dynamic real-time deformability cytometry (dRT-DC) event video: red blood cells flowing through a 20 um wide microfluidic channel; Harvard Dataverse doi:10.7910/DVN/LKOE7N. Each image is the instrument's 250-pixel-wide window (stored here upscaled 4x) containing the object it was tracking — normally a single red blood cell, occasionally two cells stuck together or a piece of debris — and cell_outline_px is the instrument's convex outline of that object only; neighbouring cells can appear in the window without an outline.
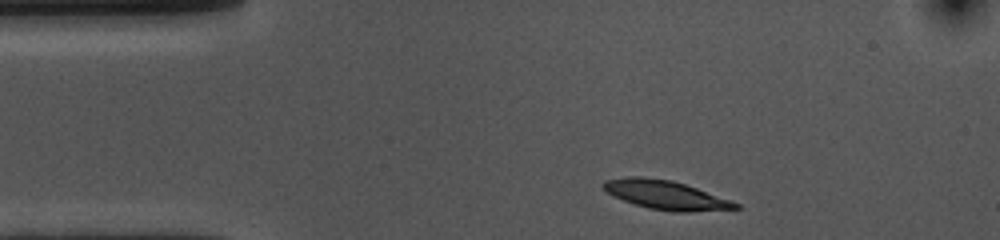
{"species": "common noctule bat (a hibernating species)", "species_latin": "Nyctalus noctula", "temperature_condition": "cold", "stored_images_in_passage": 36, "camera_frame_rate_fps": 3000, "um_per_image_px": 0.085, "animal": {"sex": "female", "body_mass_g": 10.0, "forearm_length_mm": 53.1}, "frame": {"image": 1, "passage_image": 1, "time_ms": 0.0, "image_size_px": [1000, 240], "cell_outline_px": [[744, 208], [688, 212], [676, 212], [648, 208], [612, 196], [600, 184], [604, 180], [628, 176], [640, 176], [672, 180], [732, 200], [740, 204]], "centroid_in_image_um": [56.6, 16.57], "position_along_channel_um": 28.4, "area_um2": 22.31}}
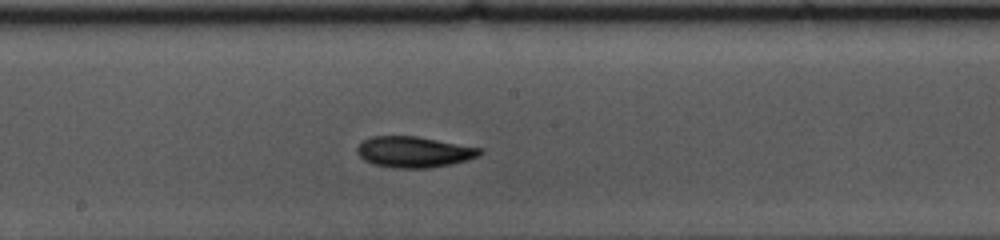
{"frame": {"image": 2, "passage_image": 20, "time_ms": 6.333, "image_size_px": [1000, 240], "cell_outline_px": [[484, 152], [480, 156], [468, 160], [452, 164], [428, 168], [392, 168], [372, 164], [364, 160], [356, 152], [356, 148], [364, 140], [372, 136], [416, 136], [484, 148]], "centroid_in_image_um": [35.23, 12.92], "position_along_channel_um": 213.0, "area_um2": 22.43}}
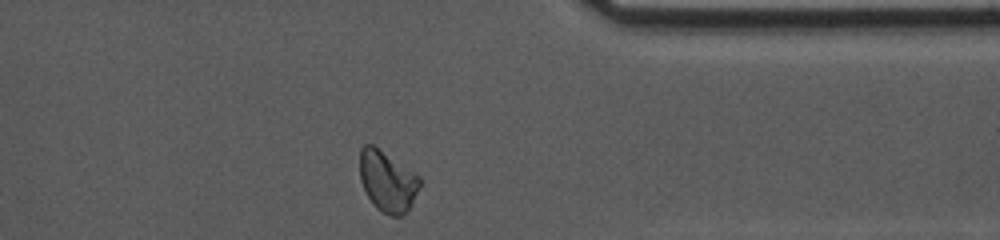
{"frame": {"image": 3, "passage_image": 35, "time_ms": 11.333, "image_size_px": [1000, 240], "cell_outline_px": [[420, 184], [412, 204], [404, 216], [392, 216], [376, 208], [368, 196], [360, 180], [360, 148], [364, 144], [372, 144], [420, 176]], "centroid_in_image_um": [32.93, 15.41], "position_along_channel_um": 378.5, "area_um2": 21.1}, "authors_computed_cell_mechanics": {"area_um2": 21.8484, "velocity_mm_per_s": 3.5642, "shape_relaxation_time_tau1_ms": 6.0526, "shape_relaxation_time_tau2_ms": 4.2201, "deformation_change_tau1": 0.1601, "deformation_change_tau2": 0.0977}}